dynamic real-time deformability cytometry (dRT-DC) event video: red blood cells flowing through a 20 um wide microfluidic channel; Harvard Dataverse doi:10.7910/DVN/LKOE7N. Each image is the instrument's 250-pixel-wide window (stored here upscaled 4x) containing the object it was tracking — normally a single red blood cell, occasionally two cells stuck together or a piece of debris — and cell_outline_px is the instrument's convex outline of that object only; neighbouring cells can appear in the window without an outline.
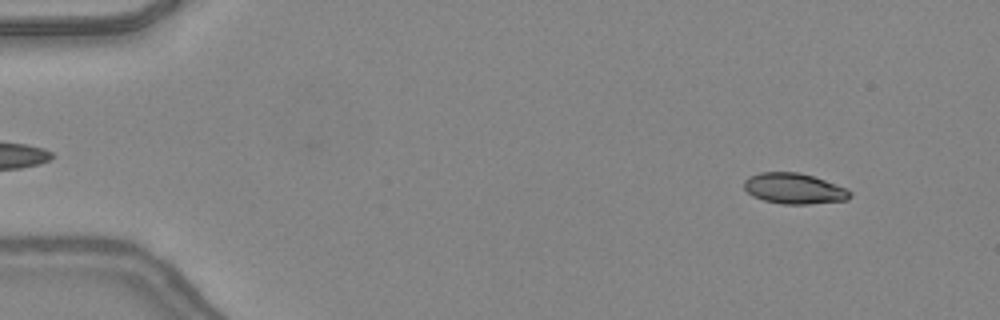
{"species": "common noctule bat (a hibernating species)", "species_latin": "Nyctalus noctula", "temperature_condition": "warm", "stored_images_in_passage": 43, "camera_frame_rate_fps": 3000, "um_per_image_px": 0.085, "animal": {"sex": "female", "body_mass_g": 24.6, "forearm_length_mm": 56.2}, "frame": {"image": 1, "passage_image": 4, "time_ms": 1.0, "image_size_px": [1000, 320], "cell_outline_px": [[852, 196], [848, 200], [808, 204], [780, 204], [764, 200], [752, 196], [744, 188], [744, 180], [748, 176], [760, 172], [800, 172], [848, 188], [852, 192]], "centroid_in_image_um": [67.51, 16.03], "position_along_channel_um": 17.5, "area_um2": 19.13}}
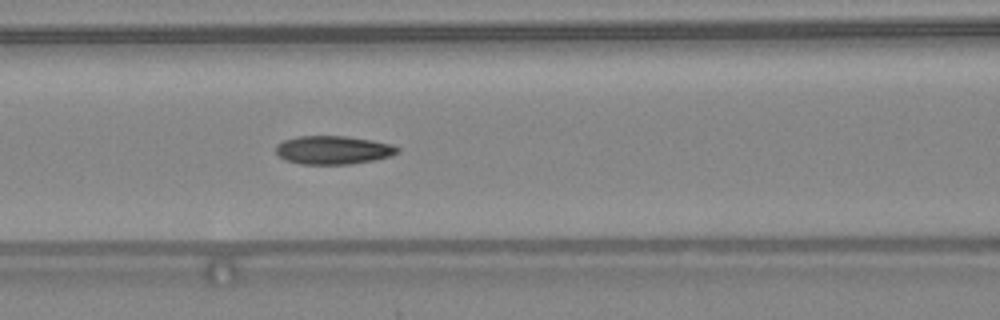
{"frame": {"image": 2, "passage_image": 20, "time_ms": 6.333, "image_size_px": [1000, 320], "cell_outline_px": [[400, 152], [376, 160], [352, 164], [300, 164], [284, 160], [276, 152], [276, 144], [284, 140], [300, 136], [344, 136], [372, 140], [392, 144], [400, 148]], "centroid_in_image_um": [28.33, 12.76], "position_along_channel_um": 138.3, "area_um2": 20.23}}
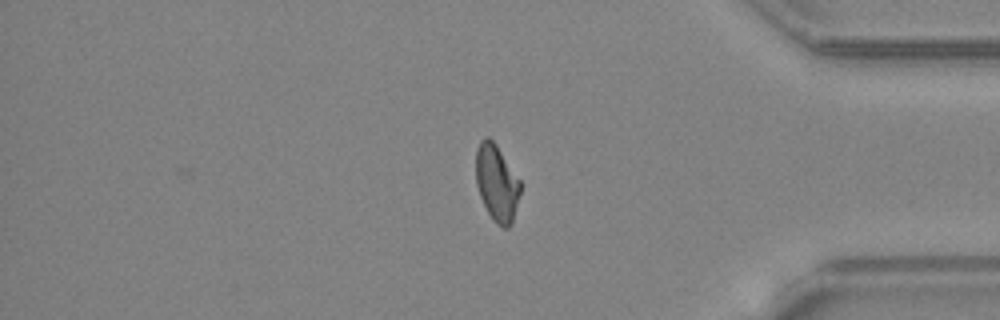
{"frame": {"image": 3, "passage_image": 39, "time_ms": 12.667, "image_size_px": [1000, 320], "cell_outline_px": [[520, 192], [512, 224], [508, 228], [504, 228], [496, 224], [492, 220], [480, 196], [476, 184], [476, 148], [480, 140], [484, 136], [488, 136], [496, 144], [520, 180]], "centroid_in_image_um": [42.21, 15.54], "position_along_channel_um": 393.0, "area_um2": 19.88}, "authors_computed_cell_mechanics": {"area_um2": 20.0566, "velocity_mm_per_s": 4.3959, "shape_relaxation_time_tau1_ms": null, "shape_relaxation_time_tau2_ms": 2.1898, "deformation_change_tau1": null, "deformation_change_tau2": 0.079}}